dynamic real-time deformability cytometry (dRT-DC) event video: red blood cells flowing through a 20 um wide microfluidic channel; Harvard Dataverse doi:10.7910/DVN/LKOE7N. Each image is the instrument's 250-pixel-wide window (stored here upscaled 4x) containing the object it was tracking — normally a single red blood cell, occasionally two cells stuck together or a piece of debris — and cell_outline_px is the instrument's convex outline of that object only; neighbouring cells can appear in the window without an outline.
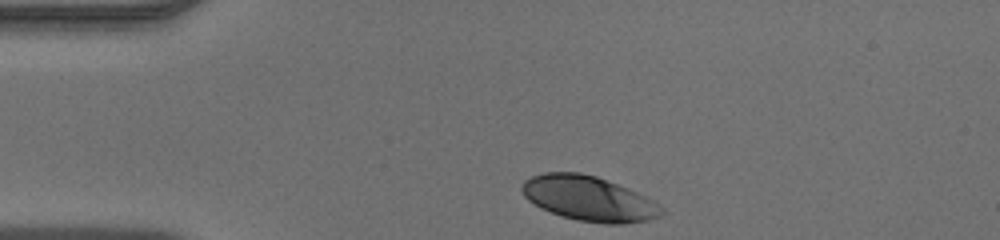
{"species": "human", "species_latin": "Homo sapiens", "temperature_condition": "warm", "stored_images_in_passage": 31, "camera_frame_rate_fps": 3000, "um_per_image_px": 0.085, "donor": {"sex": "male"}, "frame": {"image": 1, "passage_image": 1, "time_ms": 0.0, "image_size_px": [1000, 240], "cell_outline_px": [[664, 212], [648, 220], [620, 224], [604, 224], [580, 220], [560, 216], [540, 208], [528, 200], [524, 196], [520, 188], [524, 180], [532, 176], [544, 172], [580, 172], [596, 176], [636, 192], [652, 200], [664, 208]], "centroid_in_image_um": [50.0, 16.87], "position_along_channel_um": 35.0, "area_um2": 36.3}}
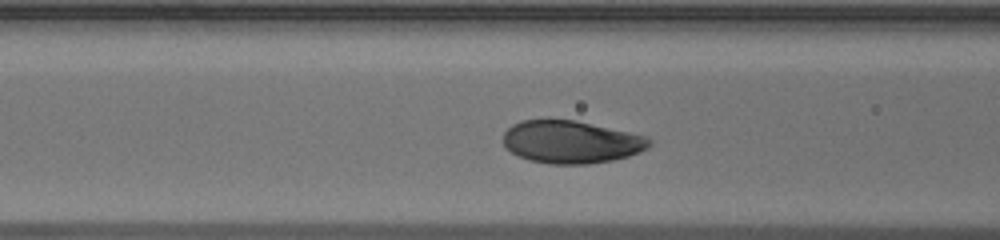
{"frame": {"image": 2, "passage_image": 10, "time_ms": 3.0, "image_size_px": [1000, 240], "cell_outline_px": [[652, 144], [648, 148], [628, 156], [612, 160], [588, 164], [548, 164], [528, 160], [516, 156], [504, 148], [504, 132], [512, 124], [520, 120], [548, 116], [576, 120], [628, 132], [644, 136], [652, 140]], "centroid_in_image_um": [48.46, 12.03], "position_along_channel_um": 118.1, "area_um2": 37.22}}
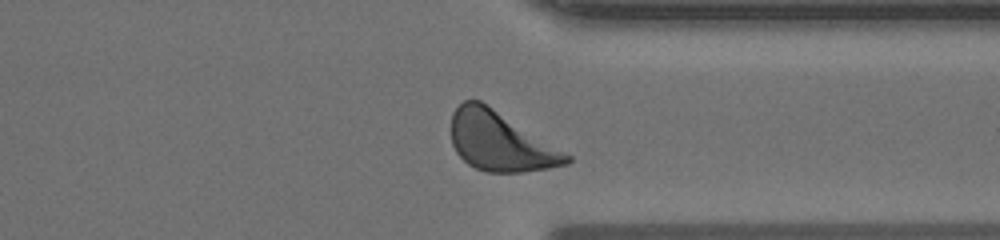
{"frame": {"image": 3, "passage_image": 28, "time_ms": 9.0, "image_size_px": [1000, 240], "cell_outline_px": [[572, 160], [568, 164], [548, 168], [524, 172], [488, 172], [476, 168], [468, 164], [456, 152], [452, 144], [452, 112], [464, 100], [480, 100], [572, 156]], "centroid_in_image_um": [42.52, 12.04], "position_along_channel_um": 368.9, "area_um2": 39.36}}